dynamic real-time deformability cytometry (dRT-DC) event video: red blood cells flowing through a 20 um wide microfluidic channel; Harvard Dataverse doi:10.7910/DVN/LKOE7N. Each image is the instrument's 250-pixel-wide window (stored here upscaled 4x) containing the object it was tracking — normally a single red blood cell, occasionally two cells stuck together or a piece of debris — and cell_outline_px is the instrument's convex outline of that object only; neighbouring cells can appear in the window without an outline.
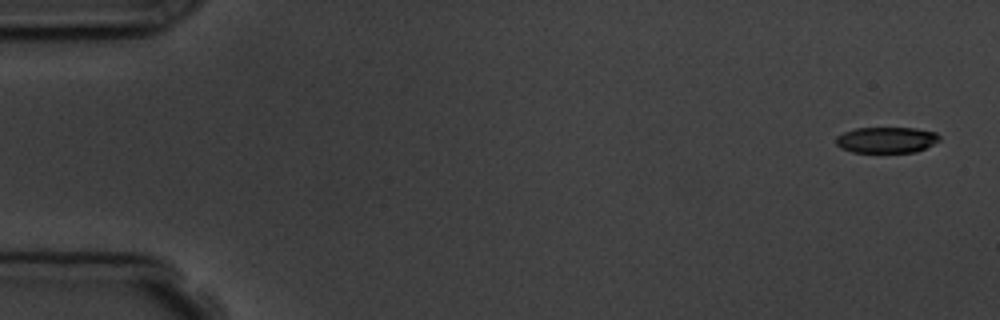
{"species": "common noctule bat (a hibernating species)", "species_latin": "Nyctalus noctula", "temperature_condition": "room temperature", "stored_images_in_passage": 5, "camera_frame_rate_fps": 3000, "um_per_image_px": 0.085, "animal": {"sex": "male", "body_mass_g": 19.5, "forearm_length_mm": 54.6}, "frame": {"image": 1, "passage_image": 1, "time_ms": 0.0, "image_size_px": [1000, 320], "cell_outline_px": [[940, 140], [916, 152], [852, 152], [840, 148], [836, 144], [836, 136], [844, 132], [856, 128], [916, 128], [936, 132], [940, 136]], "centroid_in_image_um": [75.34, 11.89], "position_along_channel_um": 9.7, "area_um2": 15.66}}
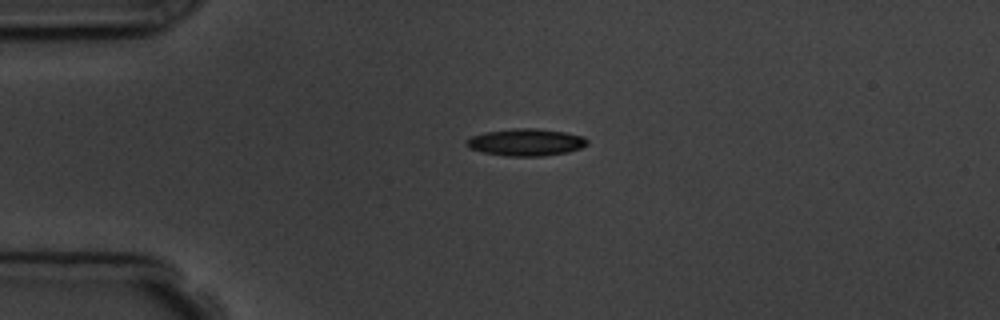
{"frame": {"image": 2, "passage_image": 4, "time_ms": 3.667, "image_size_px": [1000, 320], "cell_outline_px": [[588, 144], [580, 148], [568, 152], [544, 156], [508, 156], [484, 152], [468, 148], [464, 144], [472, 136], [484, 132], [512, 128], [536, 128], [564, 132], [584, 136], [588, 140]], "centroid_in_image_um": [44.72, 12.09], "position_along_channel_um": 40.3, "area_um2": 19.13}}